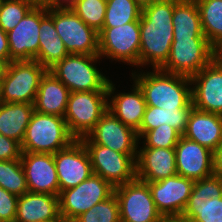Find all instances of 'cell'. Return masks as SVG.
<instances>
[{
    "mask_svg": "<svg viewBox=\"0 0 222 222\" xmlns=\"http://www.w3.org/2000/svg\"><path fill=\"white\" fill-rule=\"evenodd\" d=\"M175 0H157L142 8L139 66L160 69L168 60L173 42L172 14Z\"/></svg>",
    "mask_w": 222,
    "mask_h": 222,
    "instance_id": "1",
    "label": "cell"
},
{
    "mask_svg": "<svg viewBox=\"0 0 222 222\" xmlns=\"http://www.w3.org/2000/svg\"><path fill=\"white\" fill-rule=\"evenodd\" d=\"M154 72L132 73L134 82L142 90L147 106L163 109L185 108L191 101L190 77L172 74L161 69ZM188 86V87H187Z\"/></svg>",
    "mask_w": 222,
    "mask_h": 222,
    "instance_id": "2",
    "label": "cell"
},
{
    "mask_svg": "<svg viewBox=\"0 0 222 222\" xmlns=\"http://www.w3.org/2000/svg\"><path fill=\"white\" fill-rule=\"evenodd\" d=\"M74 140L63 117L34 110L21 143V151L55 154Z\"/></svg>",
    "mask_w": 222,
    "mask_h": 222,
    "instance_id": "3",
    "label": "cell"
},
{
    "mask_svg": "<svg viewBox=\"0 0 222 222\" xmlns=\"http://www.w3.org/2000/svg\"><path fill=\"white\" fill-rule=\"evenodd\" d=\"M99 55L69 54L48 69L70 92L108 90L107 79L92 64Z\"/></svg>",
    "mask_w": 222,
    "mask_h": 222,
    "instance_id": "4",
    "label": "cell"
},
{
    "mask_svg": "<svg viewBox=\"0 0 222 222\" xmlns=\"http://www.w3.org/2000/svg\"><path fill=\"white\" fill-rule=\"evenodd\" d=\"M108 90L70 92L64 115L70 134L86 137L107 111Z\"/></svg>",
    "mask_w": 222,
    "mask_h": 222,
    "instance_id": "5",
    "label": "cell"
},
{
    "mask_svg": "<svg viewBox=\"0 0 222 222\" xmlns=\"http://www.w3.org/2000/svg\"><path fill=\"white\" fill-rule=\"evenodd\" d=\"M47 69L37 60H15L5 65L1 78L4 103H34Z\"/></svg>",
    "mask_w": 222,
    "mask_h": 222,
    "instance_id": "6",
    "label": "cell"
},
{
    "mask_svg": "<svg viewBox=\"0 0 222 222\" xmlns=\"http://www.w3.org/2000/svg\"><path fill=\"white\" fill-rule=\"evenodd\" d=\"M114 187L101 176L92 174L76 187L59 195L60 216L63 222H73L95 204L109 198Z\"/></svg>",
    "mask_w": 222,
    "mask_h": 222,
    "instance_id": "7",
    "label": "cell"
},
{
    "mask_svg": "<svg viewBox=\"0 0 222 222\" xmlns=\"http://www.w3.org/2000/svg\"><path fill=\"white\" fill-rule=\"evenodd\" d=\"M213 60V49L207 38H173L168 60L161 70L192 77Z\"/></svg>",
    "mask_w": 222,
    "mask_h": 222,
    "instance_id": "8",
    "label": "cell"
},
{
    "mask_svg": "<svg viewBox=\"0 0 222 222\" xmlns=\"http://www.w3.org/2000/svg\"><path fill=\"white\" fill-rule=\"evenodd\" d=\"M120 222H159L162 214L152 199L149 185L139 179L114 188Z\"/></svg>",
    "mask_w": 222,
    "mask_h": 222,
    "instance_id": "9",
    "label": "cell"
},
{
    "mask_svg": "<svg viewBox=\"0 0 222 222\" xmlns=\"http://www.w3.org/2000/svg\"><path fill=\"white\" fill-rule=\"evenodd\" d=\"M84 146L90 156L93 173L101 176L114 188L137 178V154H124L97 144Z\"/></svg>",
    "mask_w": 222,
    "mask_h": 222,
    "instance_id": "10",
    "label": "cell"
},
{
    "mask_svg": "<svg viewBox=\"0 0 222 222\" xmlns=\"http://www.w3.org/2000/svg\"><path fill=\"white\" fill-rule=\"evenodd\" d=\"M99 56L139 66L140 23L130 22L98 33Z\"/></svg>",
    "mask_w": 222,
    "mask_h": 222,
    "instance_id": "11",
    "label": "cell"
},
{
    "mask_svg": "<svg viewBox=\"0 0 222 222\" xmlns=\"http://www.w3.org/2000/svg\"><path fill=\"white\" fill-rule=\"evenodd\" d=\"M53 21L69 54L99 55L98 33L73 10L53 11Z\"/></svg>",
    "mask_w": 222,
    "mask_h": 222,
    "instance_id": "12",
    "label": "cell"
},
{
    "mask_svg": "<svg viewBox=\"0 0 222 222\" xmlns=\"http://www.w3.org/2000/svg\"><path fill=\"white\" fill-rule=\"evenodd\" d=\"M83 144H97L124 154H137V132L106 111L94 129L80 139Z\"/></svg>",
    "mask_w": 222,
    "mask_h": 222,
    "instance_id": "13",
    "label": "cell"
},
{
    "mask_svg": "<svg viewBox=\"0 0 222 222\" xmlns=\"http://www.w3.org/2000/svg\"><path fill=\"white\" fill-rule=\"evenodd\" d=\"M48 13L46 6H34L11 31L7 33L10 62L33 60L39 51L41 19Z\"/></svg>",
    "mask_w": 222,
    "mask_h": 222,
    "instance_id": "14",
    "label": "cell"
},
{
    "mask_svg": "<svg viewBox=\"0 0 222 222\" xmlns=\"http://www.w3.org/2000/svg\"><path fill=\"white\" fill-rule=\"evenodd\" d=\"M60 193L76 187L93 174L90 156L81 140L54 154Z\"/></svg>",
    "mask_w": 222,
    "mask_h": 222,
    "instance_id": "15",
    "label": "cell"
},
{
    "mask_svg": "<svg viewBox=\"0 0 222 222\" xmlns=\"http://www.w3.org/2000/svg\"><path fill=\"white\" fill-rule=\"evenodd\" d=\"M192 105L195 109L222 115V64L213 60L190 77Z\"/></svg>",
    "mask_w": 222,
    "mask_h": 222,
    "instance_id": "16",
    "label": "cell"
},
{
    "mask_svg": "<svg viewBox=\"0 0 222 222\" xmlns=\"http://www.w3.org/2000/svg\"><path fill=\"white\" fill-rule=\"evenodd\" d=\"M177 174L198 181L214 174V152L181 136L175 146Z\"/></svg>",
    "mask_w": 222,
    "mask_h": 222,
    "instance_id": "17",
    "label": "cell"
},
{
    "mask_svg": "<svg viewBox=\"0 0 222 222\" xmlns=\"http://www.w3.org/2000/svg\"><path fill=\"white\" fill-rule=\"evenodd\" d=\"M157 210L164 215H181L195 181L178 174L156 182H146Z\"/></svg>",
    "mask_w": 222,
    "mask_h": 222,
    "instance_id": "18",
    "label": "cell"
},
{
    "mask_svg": "<svg viewBox=\"0 0 222 222\" xmlns=\"http://www.w3.org/2000/svg\"><path fill=\"white\" fill-rule=\"evenodd\" d=\"M20 161L29 192L60 195L54 154L22 152Z\"/></svg>",
    "mask_w": 222,
    "mask_h": 222,
    "instance_id": "19",
    "label": "cell"
},
{
    "mask_svg": "<svg viewBox=\"0 0 222 222\" xmlns=\"http://www.w3.org/2000/svg\"><path fill=\"white\" fill-rule=\"evenodd\" d=\"M176 174L175 148L144 147L137 151V179L156 182Z\"/></svg>",
    "mask_w": 222,
    "mask_h": 222,
    "instance_id": "20",
    "label": "cell"
},
{
    "mask_svg": "<svg viewBox=\"0 0 222 222\" xmlns=\"http://www.w3.org/2000/svg\"><path fill=\"white\" fill-rule=\"evenodd\" d=\"M14 222H63L59 196L29 191L19 196Z\"/></svg>",
    "mask_w": 222,
    "mask_h": 222,
    "instance_id": "21",
    "label": "cell"
},
{
    "mask_svg": "<svg viewBox=\"0 0 222 222\" xmlns=\"http://www.w3.org/2000/svg\"><path fill=\"white\" fill-rule=\"evenodd\" d=\"M131 93H119L115 96V87L112 81L108 83V97H112L107 102V110L116 116L124 125L129 126L136 132L140 129L143 115L146 109V101L139 86L134 83Z\"/></svg>",
    "mask_w": 222,
    "mask_h": 222,
    "instance_id": "22",
    "label": "cell"
},
{
    "mask_svg": "<svg viewBox=\"0 0 222 222\" xmlns=\"http://www.w3.org/2000/svg\"><path fill=\"white\" fill-rule=\"evenodd\" d=\"M182 136L215 152L222 143V115L193 108Z\"/></svg>",
    "mask_w": 222,
    "mask_h": 222,
    "instance_id": "23",
    "label": "cell"
},
{
    "mask_svg": "<svg viewBox=\"0 0 222 222\" xmlns=\"http://www.w3.org/2000/svg\"><path fill=\"white\" fill-rule=\"evenodd\" d=\"M70 91L48 70L42 76L34 101V110L64 117Z\"/></svg>",
    "mask_w": 222,
    "mask_h": 222,
    "instance_id": "24",
    "label": "cell"
},
{
    "mask_svg": "<svg viewBox=\"0 0 222 222\" xmlns=\"http://www.w3.org/2000/svg\"><path fill=\"white\" fill-rule=\"evenodd\" d=\"M182 215L193 222H222V197H206L204 178L195 181Z\"/></svg>",
    "mask_w": 222,
    "mask_h": 222,
    "instance_id": "25",
    "label": "cell"
},
{
    "mask_svg": "<svg viewBox=\"0 0 222 222\" xmlns=\"http://www.w3.org/2000/svg\"><path fill=\"white\" fill-rule=\"evenodd\" d=\"M34 111V103H3L0 106V133L20 145Z\"/></svg>",
    "mask_w": 222,
    "mask_h": 222,
    "instance_id": "26",
    "label": "cell"
},
{
    "mask_svg": "<svg viewBox=\"0 0 222 222\" xmlns=\"http://www.w3.org/2000/svg\"><path fill=\"white\" fill-rule=\"evenodd\" d=\"M172 25L173 38H206L195 0H175Z\"/></svg>",
    "mask_w": 222,
    "mask_h": 222,
    "instance_id": "27",
    "label": "cell"
},
{
    "mask_svg": "<svg viewBox=\"0 0 222 222\" xmlns=\"http://www.w3.org/2000/svg\"><path fill=\"white\" fill-rule=\"evenodd\" d=\"M204 36L213 46L222 38V0H195Z\"/></svg>",
    "mask_w": 222,
    "mask_h": 222,
    "instance_id": "28",
    "label": "cell"
},
{
    "mask_svg": "<svg viewBox=\"0 0 222 222\" xmlns=\"http://www.w3.org/2000/svg\"><path fill=\"white\" fill-rule=\"evenodd\" d=\"M142 8L134 0H106L103 28L140 21Z\"/></svg>",
    "mask_w": 222,
    "mask_h": 222,
    "instance_id": "29",
    "label": "cell"
},
{
    "mask_svg": "<svg viewBox=\"0 0 222 222\" xmlns=\"http://www.w3.org/2000/svg\"><path fill=\"white\" fill-rule=\"evenodd\" d=\"M0 187L17 196L28 192L27 180L20 159L0 160Z\"/></svg>",
    "mask_w": 222,
    "mask_h": 222,
    "instance_id": "30",
    "label": "cell"
},
{
    "mask_svg": "<svg viewBox=\"0 0 222 222\" xmlns=\"http://www.w3.org/2000/svg\"><path fill=\"white\" fill-rule=\"evenodd\" d=\"M73 222H120L119 203L113 193L109 198L95 204Z\"/></svg>",
    "mask_w": 222,
    "mask_h": 222,
    "instance_id": "31",
    "label": "cell"
},
{
    "mask_svg": "<svg viewBox=\"0 0 222 222\" xmlns=\"http://www.w3.org/2000/svg\"><path fill=\"white\" fill-rule=\"evenodd\" d=\"M73 11L89 27L99 33L104 25L106 0H78Z\"/></svg>",
    "mask_w": 222,
    "mask_h": 222,
    "instance_id": "32",
    "label": "cell"
},
{
    "mask_svg": "<svg viewBox=\"0 0 222 222\" xmlns=\"http://www.w3.org/2000/svg\"><path fill=\"white\" fill-rule=\"evenodd\" d=\"M34 6L28 0H3L0 7V27L8 33Z\"/></svg>",
    "mask_w": 222,
    "mask_h": 222,
    "instance_id": "33",
    "label": "cell"
},
{
    "mask_svg": "<svg viewBox=\"0 0 222 222\" xmlns=\"http://www.w3.org/2000/svg\"><path fill=\"white\" fill-rule=\"evenodd\" d=\"M181 136L175 128L162 124L147 131L141 138L145 139L144 147L175 148Z\"/></svg>",
    "mask_w": 222,
    "mask_h": 222,
    "instance_id": "34",
    "label": "cell"
},
{
    "mask_svg": "<svg viewBox=\"0 0 222 222\" xmlns=\"http://www.w3.org/2000/svg\"><path fill=\"white\" fill-rule=\"evenodd\" d=\"M69 55L62 40L39 41L38 56L35 58L47 70Z\"/></svg>",
    "mask_w": 222,
    "mask_h": 222,
    "instance_id": "35",
    "label": "cell"
},
{
    "mask_svg": "<svg viewBox=\"0 0 222 222\" xmlns=\"http://www.w3.org/2000/svg\"><path fill=\"white\" fill-rule=\"evenodd\" d=\"M193 108L191 101L185 108L163 109V123L175 128L182 135Z\"/></svg>",
    "mask_w": 222,
    "mask_h": 222,
    "instance_id": "36",
    "label": "cell"
},
{
    "mask_svg": "<svg viewBox=\"0 0 222 222\" xmlns=\"http://www.w3.org/2000/svg\"><path fill=\"white\" fill-rule=\"evenodd\" d=\"M19 196L0 187V222H14Z\"/></svg>",
    "mask_w": 222,
    "mask_h": 222,
    "instance_id": "37",
    "label": "cell"
},
{
    "mask_svg": "<svg viewBox=\"0 0 222 222\" xmlns=\"http://www.w3.org/2000/svg\"><path fill=\"white\" fill-rule=\"evenodd\" d=\"M163 123V108L146 106L145 113L137 131L138 138H141L147 131L157 128Z\"/></svg>",
    "mask_w": 222,
    "mask_h": 222,
    "instance_id": "38",
    "label": "cell"
},
{
    "mask_svg": "<svg viewBox=\"0 0 222 222\" xmlns=\"http://www.w3.org/2000/svg\"><path fill=\"white\" fill-rule=\"evenodd\" d=\"M21 154V145L0 133V160L20 159Z\"/></svg>",
    "mask_w": 222,
    "mask_h": 222,
    "instance_id": "39",
    "label": "cell"
},
{
    "mask_svg": "<svg viewBox=\"0 0 222 222\" xmlns=\"http://www.w3.org/2000/svg\"><path fill=\"white\" fill-rule=\"evenodd\" d=\"M39 32V41L61 40L53 21V11H48L41 19Z\"/></svg>",
    "mask_w": 222,
    "mask_h": 222,
    "instance_id": "40",
    "label": "cell"
},
{
    "mask_svg": "<svg viewBox=\"0 0 222 222\" xmlns=\"http://www.w3.org/2000/svg\"><path fill=\"white\" fill-rule=\"evenodd\" d=\"M204 194L214 199L222 197V179L215 174L204 178Z\"/></svg>",
    "mask_w": 222,
    "mask_h": 222,
    "instance_id": "41",
    "label": "cell"
},
{
    "mask_svg": "<svg viewBox=\"0 0 222 222\" xmlns=\"http://www.w3.org/2000/svg\"><path fill=\"white\" fill-rule=\"evenodd\" d=\"M63 2H65L64 5ZM77 2L78 0H49V2L45 6L48 11H69L73 10L76 7Z\"/></svg>",
    "mask_w": 222,
    "mask_h": 222,
    "instance_id": "42",
    "label": "cell"
},
{
    "mask_svg": "<svg viewBox=\"0 0 222 222\" xmlns=\"http://www.w3.org/2000/svg\"><path fill=\"white\" fill-rule=\"evenodd\" d=\"M0 61L5 65L10 63V51L7 33L0 27Z\"/></svg>",
    "mask_w": 222,
    "mask_h": 222,
    "instance_id": "43",
    "label": "cell"
},
{
    "mask_svg": "<svg viewBox=\"0 0 222 222\" xmlns=\"http://www.w3.org/2000/svg\"><path fill=\"white\" fill-rule=\"evenodd\" d=\"M214 174L222 179V143L214 152Z\"/></svg>",
    "mask_w": 222,
    "mask_h": 222,
    "instance_id": "44",
    "label": "cell"
},
{
    "mask_svg": "<svg viewBox=\"0 0 222 222\" xmlns=\"http://www.w3.org/2000/svg\"><path fill=\"white\" fill-rule=\"evenodd\" d=\"M213 61L222 64V38L219 39L213 46Z\"/></svg>",
    "mask_w": 222,
    "mask_h": 222,
    "instance_id": "45",
    "label": "cell"
},
{
    "mask_svg": "<svg viewBox=\"0 0 222 222\" xmlns=\"http://www.w3.org/2000/svg\"><path fill=\"white\" fill-rule=\"evenodd\" d=\"M159 222H193L188 217L181 215H164Z\"/></svg>",
    "mask_w": 222,
    "mask_h": 222,
    "instance_id": "46",
    "label": "cell"
},
{
    "mask_svg": "<svg viewBox=\"0 0 222 222\" xmlns=\"http://www.w3.org/2000/svg\"><path fill=\"white\" fill-rule=\"evenodd\" d=\"M141 8H144L148 5H151L153 2L157 0H134Z\"/></svg>",
    "mask_w": 222,
    "mask_h": 222,
    "instance_id": "47",
    "label": "cell"
},
{
    "mask_svg": "<svg viewBox=\"0 0 222 222\" xmlns=\"http://www.w3.org/2000/svg\"><path fill=\"white\" fill-rule=\"evenodd\" d=\"M32 2L35 6H45L49 0H28Z\"/></svg>",
    "mask_w": 222,
    "mask_h": 222,
    "instance_id": "48",
    "label": "cell"
},
{
    "mask_svg": "<svg viewBox=\"0 0 222 222\" xmlns=\"http://www.w3.org/2000/svg\"><path fill=\"white\" fill-rule=\"evenodd\" d=\"M4 69H5V64L2 61H0V80L2 78Z\"/></svg>",
    "mask_w": 222,
    "mask_h": 222,
    "instance_id": "49",
    "label": "cell"
},
{
    "mask_svg": "<svg viewBox=\"0 0 222 222\" xmlns=\"http://www.w3.org/2000/svg\"><path fill=\"white\" fill-rule=\"evenodd\" d=\"M4 103L3 100V93H2V84H1V80H0V106Z\"/></svg>",
    "mask_w": 222,
    "mask_h": 222,
    "instance_id": "50",
    "label": "cell"
}]
</instances>
